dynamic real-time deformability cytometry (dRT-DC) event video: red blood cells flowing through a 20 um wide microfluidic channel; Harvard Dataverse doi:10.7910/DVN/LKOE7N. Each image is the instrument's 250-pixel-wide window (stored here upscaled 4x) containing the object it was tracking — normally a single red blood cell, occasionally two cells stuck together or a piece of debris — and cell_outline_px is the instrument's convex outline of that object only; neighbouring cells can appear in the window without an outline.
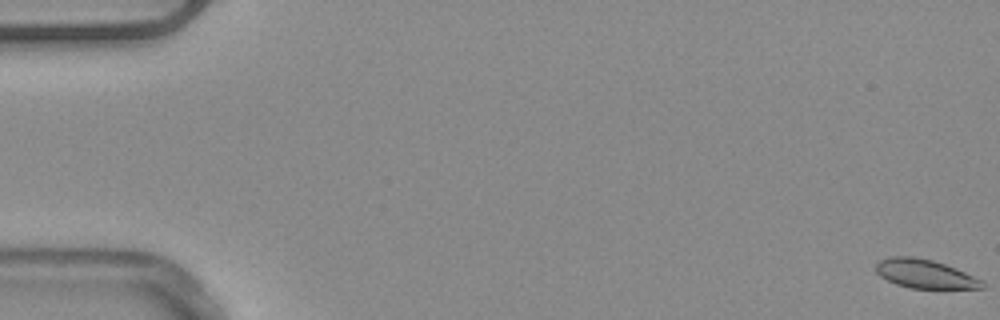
{"species": "common noctule bat (a hibernating species)", "species_latin": "Nyctalus noctula", "temperature_condition": "warm", "stored_images_in_passage": 16, "camera_frame_rate_fps": 3000, "um_per_image_px": 0.085, "animal": {"sex": "male", "body_mass_g": 20.4}, "frame": {"image": 1, "passage_image": 1, "time_ms": 0.0, "image_size_px": [1000, 320], "cell_outline_px": [[984, 288], [908, 288], [896, 284], [880, 276], [876, 272], [876, 264], [880, 260], [892, 256], [912, 256], [932, 260], [956, 268], [984, 280]], "centroid_in_image_um": [78.63, 23.28], "position_along_channel_um": 6.4, "area_um2": 17.8}}
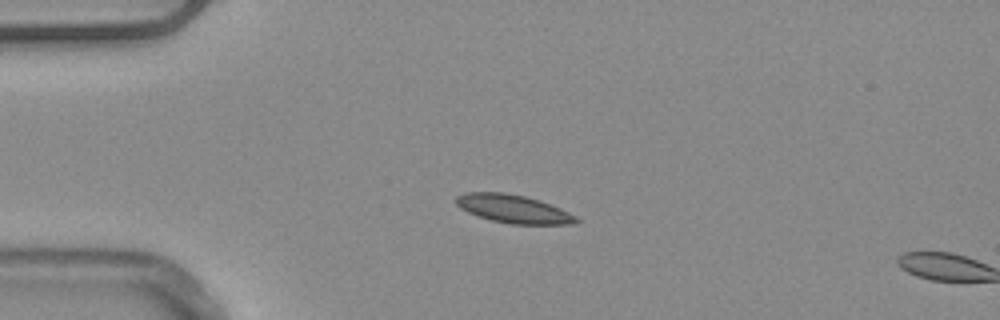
{"frame": {"image": 2, "passage_image": 14, "time_ms": 4.333, "image_size_px": [1000, 320], "cell_outline_px": [[580, 220], [576, 224], [512, 224], [492, 220], [468, 212], [460, 208], [456, 204], [456, 196], [464, 192], [504, 192], [524, 196], [540, 200], [560, 208], [576, 216]], "centroid_in_image_um": [43.64, 17.75], "position_along_channel_um": 41.4, "area_um2": 19.71}}